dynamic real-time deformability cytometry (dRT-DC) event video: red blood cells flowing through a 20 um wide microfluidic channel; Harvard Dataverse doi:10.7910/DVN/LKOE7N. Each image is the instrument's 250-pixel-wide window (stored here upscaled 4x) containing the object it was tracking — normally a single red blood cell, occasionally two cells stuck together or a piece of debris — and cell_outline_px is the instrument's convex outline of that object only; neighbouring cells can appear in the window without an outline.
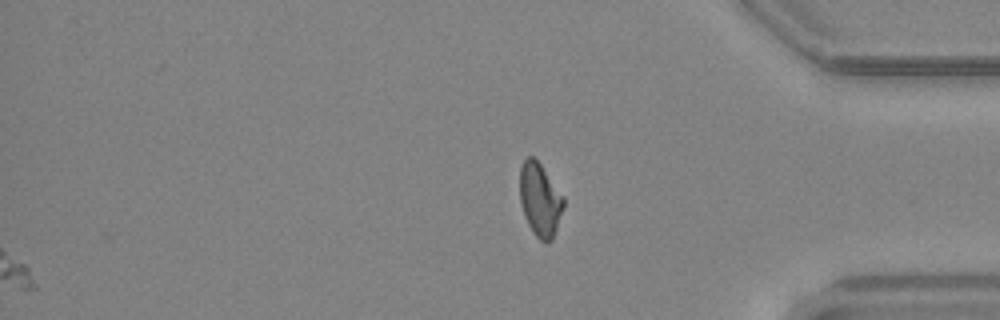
{"species": "common noctule bat (a hibernating species)", "species_latin": "Nyctalus noctula", "temperature_condition": "warm", "stored_images_in_passage": 44, "segment_of_instrument_passage": [2, 2], "camera_frame_rate_fps": 3000, "um_per_image_px": 0.085, "animal": {"sex": "female", "body_mass_g": 24.6, "forearm_length_mm": 56.2}, "frame": {"image": 1, "passage_image": 44, "time_ms": 14.333, "image_size_px": [1000, 320], "cell_outline_px": [[564, 208], [552, 240], [548, 244], [540, 240], [532, 232], [524, 216], [520, 204], [520, 168], [524, 160], [528, 156], [532, 156], [540, 164], [564, 196]], "centroid_in_image_um": [45.9, 17.0], "position_along_channel_um": 389.3, "area_um2": 18.79}}